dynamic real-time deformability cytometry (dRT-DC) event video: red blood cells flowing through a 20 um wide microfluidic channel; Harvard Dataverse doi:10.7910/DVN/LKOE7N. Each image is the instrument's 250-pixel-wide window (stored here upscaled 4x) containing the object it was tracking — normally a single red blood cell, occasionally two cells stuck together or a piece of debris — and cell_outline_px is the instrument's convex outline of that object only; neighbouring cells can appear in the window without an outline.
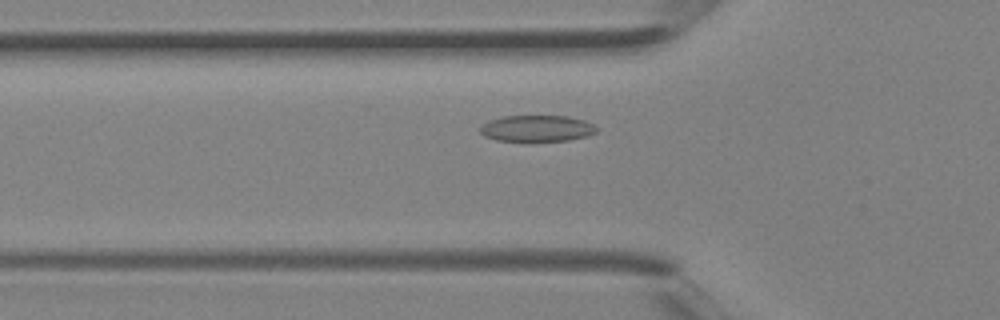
{"species": "Egyptian fruit bat (a non-hibernating species)", "species_latin": "Rousettus aegyptiacus", "temperature_condition": "room temperature", "stored_images_in_passage": 32, "camera_frame_rate_fps": 3000, "um_per_image_px": 0.085, "animal": {"sex": "female"}, "frame": {"image": 1, "passage_image": 10, "time_ms": 3.0, "image_size_px": [1000, 320], "cell_outline_px": [[600, 128], [596, 132], [588, 136], [568, 140], [524, 144], [496, 140], [484, 136], [480, 132], [480, 128], [488, 120], [504, 116], [568, 116], [584, 120]], "centroid_in_image_um": [45.63, 10.96], "position_along_channel_um": 80.2, "area_um2": 18.73}}
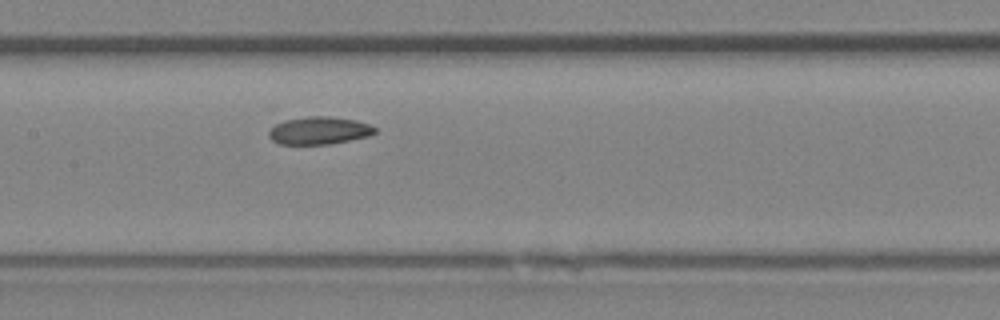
{"frame": {"image": 2, "passage_image": 16, "time_ms": 5.0, "image_size_px": [1000, 320], "cell_outline_px": [[376, 132], [368, 136], [328, 144], [280, 144], [272, 140], [268, 136], [268, 132], [276, 124], [284, 120], [308, 116], [332, 116], [356, 120], [368, 124], [376, 128]], "centroid_in_image_um": [27.11, 11.09], "position_along_channel_um": 180.3, "area_um2": 16.99}}
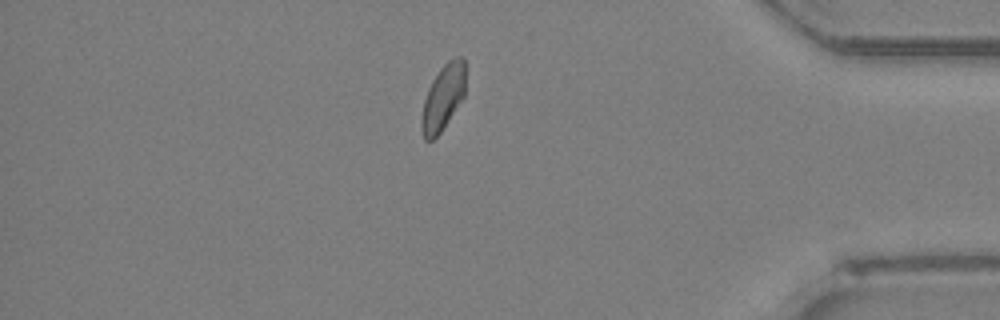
{"frame": {"image": 3, "passage_image": 31, "time_ms": 10.0, "image_size_px": [1000, 320], "cell_outline_px": [[464, 96], [440, 132], [432, 140], [424, 140], [420, 128], [420, 124], [424, 100], [428, 88], [432, 80], [440, 68], [448, 60], [456, 56], [460, 56], [464, 60]], "centroid_in_image_um": [37.63, 8.28], "position_along_channel_um": 397.6, "area_um2": 16.59}}